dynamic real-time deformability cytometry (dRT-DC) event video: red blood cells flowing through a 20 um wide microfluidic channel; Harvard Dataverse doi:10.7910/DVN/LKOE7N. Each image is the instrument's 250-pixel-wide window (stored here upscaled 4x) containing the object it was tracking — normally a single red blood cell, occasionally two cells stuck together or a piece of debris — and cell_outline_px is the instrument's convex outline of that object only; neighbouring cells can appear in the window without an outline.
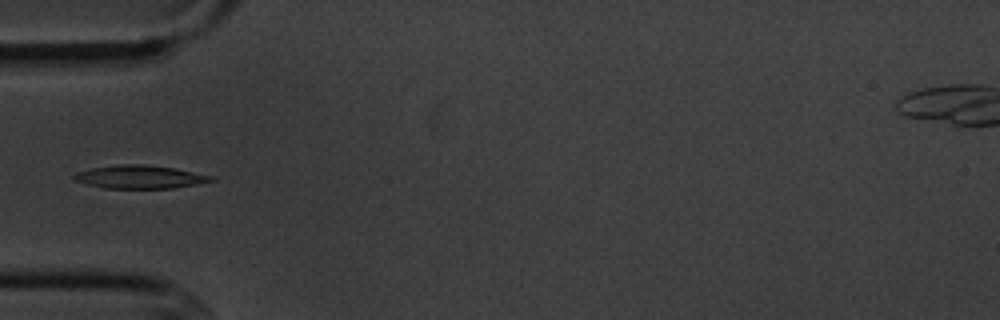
{"species": "common noctule bat (a hibernating species)", "species_latin": "Nyctalus noctula", "temperature_condition": "cold", "stored_images_in_passage": 6, "camera_frame_rate_fps": 3000, "um_per_image_px": 0.085, "animal": {"sex": "male", "body_mass_g": 20.1, "forearm_length_mm": 53.5}, "frame": {"image": 1, "passage_image": 6, "time_ms": 5.667, "image_size_px": [1000, 320], "cell_outline_px": [[216, 180], [172, 188], [104, 188], [88, 184], [76, 180], [72, 176], [76, 172], [92, 168], [116, 164], [144, 164], [172, 168], [212, 176]], "centroid_in_image_um": [11.84, 15.03], "position_along_channel_um": 73.2, "area_um2": 18.21}}